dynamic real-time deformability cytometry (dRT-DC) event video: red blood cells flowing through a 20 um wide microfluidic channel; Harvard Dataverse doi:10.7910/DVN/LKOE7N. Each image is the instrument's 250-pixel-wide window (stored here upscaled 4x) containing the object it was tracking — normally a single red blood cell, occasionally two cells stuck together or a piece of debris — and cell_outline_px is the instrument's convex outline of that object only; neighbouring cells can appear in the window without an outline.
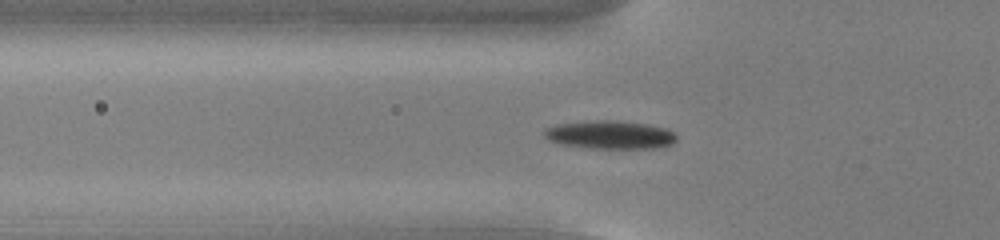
{"species": "common noctule bat (a hibernating species)", "species_latin": "Nyctalus noctula", "temperature_condition": "cold", "stored_images_in_passage": 53, "camera_frame_rate_fps": 3000, "um_per_image_px": 0.085, "animal": {"sex": "male", "body_mass_g": 13.0, "forearm_length_mm": 53.1}, "frame": {"image": 1, "passage_image": 17, "time_ms": 5.333, "image_size_px": [1000, 240], "cell_outline_px": [[676, 140], [672, 144], [652, 148], [592, 148], [564, 144], [548, 140], [544, 136], [544, 128], [556, 124], [596, 120], [616, 120], [648, 124], [668, 128], [676, 136]], "centroid_in_image_um": [51.85, 11.44], "position_along_channel_um": 73.9, "area_um2": 21.73}}
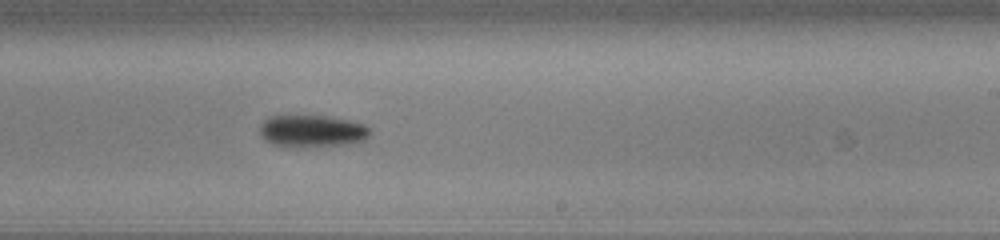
{"frame": {"image": 2, "passage_image": 32, "time_ms": 10.333, "image_size_px": [1000, 240], "cell_outline_px": [[372, 128], [368, 136], [364, 140], [348, 144], [272, 144], [264, 140], [260, 136], [260, 124], [268, 116], [328, 116], [348, 120], [364, 124]], "centroid_in_image_um": [26.53, 11.08], "position_along_channel_um": 262.5, "area_um2": 19.83}}
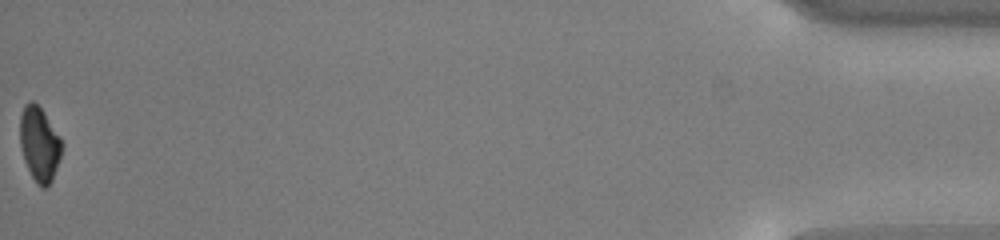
{"frame": {"image": 3, "passage_image": 53, "time_ms": 17.333, "image_size_px": [1000, 240], "cell_outline_px": [[64, 144], [52, 180], [44, 188], [32, 176], [24, 160], [20, 144], [20, 116], [24, 104], [32, 100], [44, 112], [60, 136]], "centroid_in_image_um": [3.35, 12.19], "position_along_channel_um": 431.8, "area_um2": 17.92}, "authors_computed_cell_mechanics": {"area_um2": 19.7098, "velocity_mm_per_s": 3.7765, "shape_relaxation_time_tau1_ms": 2.804, "shape_relaxation_time_tau2_ms": null, "deformation_change_tau1": 0.1265, "deformation_change_tau2": null}}